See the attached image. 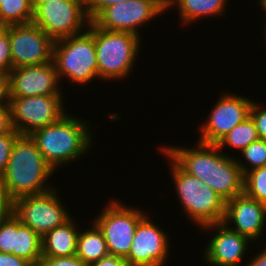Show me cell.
<instances>
[{
	"mask_svg": "<svg viewBox=\"0 0 266 266\" xmlns=\"http://www.w3.org/2000/svg\"><path fill=\"white\" fill-rule=\"evenodd\" d=\"M54 172L30 135H20L13 145L6 170L0 177V189L13 202L24 196L42 194L53 189L46 182Z\"/></svg>",
	"mask_w": 266,
	"mask_h": 266,
	"instance_id": "cell-2",
	"label": "cell"
},
{
	"mask_svg": "<svg viewBox=\"0 0 266 266\" xmlns=\"http://www.w3.org/2000/svg\"><path fill=\"white\" fill-rule=\"evenodd\" d=\"M10 106V89L9 77L0 74V108H9Z\"/></svg>",
	"mask_w": 266,
	"mask_h": 266,
	"instance_id": "cell-33",
	"label": "cell"
},
{
	"mask_svg": "<svg viewBox=\"0 0 266 266\" xmlns=\"http://www.w3.org/2000/svg\"><path fill=\"white\" fill-rule=\"evenodd\" d=\"M259 5H261L260 7L265 10V13H266V0H259L258 2ZM266 29V21H265V28Z\"/></svg>",
	"mask_w": 266,
	"mask_h": 266,
	"instance_id": "cell-38",
	"label": "cell"
},
{
	"mask_svg": "<svg viewBox=\"0 0 266 266\" xmlns=\"http://www.w3.org/2000/svg\"><path fill=\"white\" fill-rule=\"evenodd\" d=\"M34 9L31 0H4L0 6V25L27 24L33 21Z\"/></svg>",
	"mask_w": 266,
	"mask_h": 266,
	"instance_id": "cell-23",
	"label": "cell"
},
{
	"mask_svg": "<svg viewBox=\"0 0 266 266\" xmlns=\"http://www.w3.org/2000/svg\"><path fill=\"white\" fill-rule=\"evenodd\" d=\"M128 0H85L88 18L92 21L103 9Z\"/></svg>",
	"mask_w": 266,
	"mask_h": 266,
	"instance_id": "cell-31",
	"label": "cell"
},
{
	"mask_svg": "<svg viewBox=\"0 0 266 266\" xmlns=\"http://www.w3.org/2000/svg\"><path fill=\"white\" fill-rule=\"evenodd\" d=\"M253 100L248 97L223 93L213 106L206 123L200 127L198 142L204 144H217L236 125L249 117Z\"/></svg>",
	"mask_w": 266,
	"mask_h": 266,
	"instance_id": "cell-13",
	"label": "cell"
},
{
	"mask_svg": "<svg viewBox=\"0 0 266 266\" xmlns=\"http://www.w3.org/2000/svg\"><path fill=\"white\" fill-rule=\"evenodd\" d=\"M92 227L79 231L76 255L85 263L92 264L110 255L101 230L93 222Z\"/></svg>",
	"mask_w": 266,
	"mask_h": 266,
	"instance_id": "cell-21",
	"label": "cell"
},
{
	"mask_svg": "<svg viewBox=\"0 0 266 266\" xmlns=\"http://www.w3.org/2000/svg\"><path fill=\"white\" fill-rule=\"evenodd\" d=\"M2 3H4V0H0V6H1Z\"/></svg>",
	"mask_w": 266,
	"mask_h": 266,
	"instance_id": "cell-40",
	"label": "cell"
},
{
	"mask_svg": "<svg viewBox=\"0 0 266 266\" xmlns=\"http://www.w3.org/2000/svg\"><path fill=\"white\" fill-rule=\"evenodd\" d=\"M126 260L124 258L108 255L97 262L90 264L89 266H124Z\"/></svg>",
	"mask_w": 266,
	"mask_h": 266,
	"instance_id": "cell-36",
	"label": "cell"
},
{
	"mask_svg": "<svg viewBox=\"0 0 266 266\" xmlns=\"http://www.w3.org/2000/svg\"><path fill=\"white\" fill-rule=\"evenodd\" d=\"M8 77L10 98L63 95L53 61L11 69Z\"/></svg>",
	"mask_w": 266,
	"mask_h": 266,
	"instance_id": "cell-15",
	"label": "cell"
},
{
	"mask_svg": "<svg viewBox=\"0 0 266 266\" xmlns=\"http://www.w3.org/2000/svg\"><path fill=\"white\" fill-rule=\"evenodd\" d=\"M8 32L12 69L53 61L54 40L33 22L9 25Z\"/></svg>",
	"mask_w": 266,
	"mask_h": 266,
	"instance_id": "cell-12",
	"label": "cell"
},
{
	"mask_svg": "<svg viewBox=\"0 0 266 266\" xmlns=\"http://www.w3.org/2000/svg\"><path fill=\"white\" fill-rule=\"evenodd\" d=\"M56 188L48 192L24 196L13 202V214L40 237L71 218L60 201Z\"/></svg>",
	"mask_w": 266,
	"mask_h": 266,
	"instance_id": "cell-9",
	"label": "cell"
},
{
	"mask_svg": "<svg viewBox=\"0 0 266 266\" xmlns=\"http://www.w3.org/2000/svg\"><path fill=\"white\" fill-rule=\"evenodd\" d=\"M140 40L132 33L107 31L94 25L98 78L115 81L129 76L140 52Z\"/></svg>",
	"mask_w": 266,
	"mask_h": 266,
	"instance_id": "cell-6",
	"label": "cell"
},
{
	"mask_svg": "<svg viewBox=\"0 0 266 266\" xmlns=\"http://www.w3.org/2000/svg\"><path fill=\"white\" fill-rule=\"evenodd\" d=\"M13 130L10 108H0V135Z\"/></svg>",
	"mask_w": 266,
	"mask_h": 266,
	"instance_id": "cell-35",
	"label": "cell"
},
{
	"mask_svg": "<svg viewBox=\"0 0 266 266\" xmlns=\"http://www.w3.org/2000/svg\"><path fill=\"white\" fill-rule=\"evenodd\" d=\"M66 114L60 121L34 130L30 137L53 168L79 160L92 148V130L86 120ZM70 162V163H69Z\"/></svg>",
	"mask_w": 266,
	"mask_h": 266,
	"instance_id": "cell-3",
	"label": "cell"
},
{
	"mask_svg": "<svg viewBox=\"0 0 266 266\" xmlns=\"http://www.w3.org/2000/svg\"><path fill=\"white\" fill-rule=\"evenodd\" d=\"M0 266H34L24 258L17 257L10 253L0 252Z\"/></svg>",
	"mask_w": 266,
	"mask_h": 266,
	"instance_id": "cell-34",
	"label": "cell"
},
{
	"mask_svg": "<svg viewBox=\"0 0 266 266\" xmlns=\"http://www.w3.org/2000/svg\"><path fill=\"white\" fill-rule=\"evenodd\" d=\"M32 6V22L54 41L82 33L91 22L86 12L85 0H54Z\"/></svg>",
	"mask_w": 266,
	"mask_h": 266,
	"instance_id": "cell-8",
	"label": "cell"
},
{
	"mask_svg": "<svg viewBox=\"0 0 266 266\" xmlns=\"http://www.w3.org/2000/svg\"><path fill=\"white\" fill-rule=\"evenodd\" d=\"M222 223L256 243L265 231L266 205L245 193L238 195L226 201Z\"/></svg>",
	"mask_w": 266,
	"mask_h": 266,
	"instance_id": "cell-17",
	"label": "cell"
},
{
	"mask_svg": "<svg viewBox=\"0 0 266 266\" xmlns=\"http://www.w3.org/2000/svg\"><path fill=\"white\" fill-rule=\"evenodd\" d=\"M227 4L228 0H166L167 11L177 6L183 25L208 16H222Z\"/></svg>",
	"mask_w": 266,
	"mask_h": 266,
	"instance_id": "cell-19",
	"label": "cell"
},
{
	"mask_svg": "<svg viewBox=\"0 0 266 266\" xmlns=\"http://www.w3.org/2000/svg\"><path fill=\"white\" fill-rule=\"evenodd\" d=\"M13 255L36 266L42 258L41 237L14 215Z\"/></svg>",
	"mask_w": 266,
	"mask_h": 266,
	"instance_id": "cell-20",
	"label": "cell"
},
{
	"mask_svg": "<svg viewBox=\"0 0 266 266\" xmlns=\"http://www.w3.org/2000/svg\"><path fill=\"white\" fill-rule=\"evenodd\" d=\"M14 214L0 226V252L13 254Z\"/></svg>",
	"mask_w": 266,
	"mask_h": 266,
	"instance_id": "cell-28",
	"label": "cell"
},
{
	"mask_svg": "<svg viewBox=\"0 0 266 266\" xmlns=\"http://www.w3.org/2000/svg\"><path fill=\"white\" fill-rule=\"evenodd\" d=\"M62 95L10 98L13 129L21 135L60 121L66 112Z\"/></svg>",
	"mask_w": 266,
	"mask_h": 266,
	"instance_id": "cell-11",
	"label": "cell"
},
{
	"mask_svg": "<svg viewBox=\"0 0 266 266\" xmlns=\"http://www.w3.org/2000/svg\"><path fill=\"white\" fill-rule=\"evenodd\" d=\"M145 215L139 222L125 259L132 266H165L170 251L166 231ZM165 231V232H164Z\"/></svg>",
	"mask_w": 266,
	"mask_h": 266,
	"instance_id": "cell-14",
	"label": "cell"
},
{
	"mask_svg": "<svg viewBox=\"0 0 266 266\" xmlns=\"http://www.w3.org/2000/svg\"><path fill=\"white\" fill-rule=\"evenodd\" d=\"M241 154L246 161L242 163L239 159L237 160V158L236 161L243 175L255 168L266 166V141L259 139L252 142L241 151Z\"/></svg>",
	"mask_w": 266,
	"mask_h": 266,
	"instance_id": "cell-25",
	"label": "cell"
},
{
	"mask_svg": "<svg viewBox=\"0 0 266 266\" xmlns=\"http://www.w3.org/2000/svg\"><path fill=\"white\" fill-rule=\"evenodd\" d=\"M259 135L251 117H247L243 122L236 125L226 134L216 145L223 151L226 147L244 150L252 142L259 140ZM223 148V149H222Z\"/></svg>",
	"mask_w": 266,
	"mask_h": 266,
	"instance_id": "cell-22",
	"label": "cell"
},
{
	"mask_svg": "<svg viewBox=\"0 0 266 266\" xmlns=\"http://www.w3.org/2000/svg\"><path fill=\"white\" fill-rule=\"evenodd\" d=\"M244 193L266 205V166L255 168L244 175Z\"/></svg>",
	"mask_w": 266,
	"mask_h": 266,
	"instance_id": "cell-24",
	"label": "cell"
},
{
	"mask_svg": "<svg viewBox=\"0 0 266 266\" xmlns=\"http://www.w3.org/2000/svg\"><path fill=\"white\" fill-rule=\"evenodd\" d=\"M20 135L15 129L9 133L0 135V177L6 170L13 145Z\"/></svg>",
	"mask_w": 266,
	"mask_h": 266,
	"instance_id": "cell-26",
	"label": "cell"
},
{
	"mask_svg": "<svg viewBox=\"0 0 266 266\" xmlns=\"http://www.w3.org/2000/svg\"><path fill=\"white\" fill-rule=\"evenodd\" d=\"M143 212L138 207H128L111 198L95 217L93 222L101 230L110 255L128 257L138 222L146 215Z\"/></svg>",
	"mask_w": 266,
	"mask_h": 266,
	"instance_id": "cell-7",
	"label": "cell"
},
{
	"mask_svg": "<svg viewBox=\"0 0 266 266\" xmlns=\"http://www.w3.org/2000/svg\"><path fill=\"white\" fill-rule=\"evenodd\" d=\"M244 266H266V248L264 247L252 260Z\"/></svg>",
	"mask_w": 266,
	"mask_h": 266,
	"instance_id": "cell-37",
	"label": "cell"
},
{
	"mask_svg": "<svg viewBox=\"0 0 266 266\" xmlns=\"http://www.w3.org/2000/svg\"><path fill=\"white\" fill-rule=\"evenodd\" d=\"M11 214H13V201L0 189V226Z\"/></svg>",
	"mask_w": 266,
	"mask_h": 266,
	"instance_id": "cell-32",
	"label": "cell"
},
{
	"mask_svg": "<svg viewBox=\"0 0 266 266\" xmlns=\"http://www.w3.org/2000/svg\"><path fill=\"white\" fill-rule=\"evenodd\" d=\"M36 266H89L77 255L62 257H42Z\"/></svg>",
	"mask_w": 266,
	"mask_h": 266,
	"instance_id": "cell-30",
	"label": "cell"
},
{
	"mask_svg": "<svg viewBox=\"0 0 266 266\" xmlns=\"http://www.w3.org/2000/svg\"><path fill=\"white\" fill-rule=\"evenodd\" d=\"M166 10V0H128L108 6L91 22L103 30L128 32L141 37L139 27Z\"/></svg>",
	"mask_w": 266,
	"mask_h": 266,
	"instance_id": "cell-10",
	"label": "cell"
},
{
	"mask_svg": "<svg viewBox=\"0 0 266 266\" xmlns=\"http://www.w3.org/2000/svg\"><path fill=\"white\" fill-rule=\"evenodd\" d=\"M12 69V59L8 32L0 25V74L7 75Z\"/></svg>",
	"mask_w": 266,
	"mask_h": 266,
	"instance_id": "cell-27",
	"label": "cell"
},
{
	"mask_svg": "<svg viewBox=\"0 0 266 266\" xmlns=\"http://www.w3.org/2000/svg\"><path fill=\"white\" fill-rule=\"evenodd\" d=\"M53 62L61 81L84 85L98 79V66L94 43V24L80 34L72 35L54 42Z\"/></svg>",
	"mask_w": 266,
	"mask_h": 266,
	"instance_id": "cell-5",
	"label": "cell"
},
{
	"mask_svg": "<svg viewBox=\"0 0 266 266\" xmlns=\"http://www.w3.org/2000/svg\"><path fill=\"white\" fill-rule=\"evenodd\" d=\"M71 217L64 224L55 227L41 237L42 257L74 256L80 224Z\"/></svg>",
	"mask_w": 266,
	"mask_h": 266,
	"instance_id": "cell-18",
	"label": "cell"
},
{
	"mask_svg": "<svg viewBox=\"0 0 266 266\" xmlns=\"http://www.w3.org/2000/svg\"><path fill=\"white\" fill-rule=\"evenodd\" d=\"M255 102L256 100L251 104L249 116L255 124L259 138L266 141V107Z\"/></svg>",
	"mask_w": 266,
	"mask_h": 266,
	"instance_id": "cell-29",
	"label": "cell"
},
{
	"mask_svg": "<svg viewBox=\"0 0 266 266\" xmlns=\"http://www.w3.org/2000/svg\"><path fill=\"white\" fill-rule=\"evenodd\" d=\"M200 229L216 231L203 252L211 266H240L248 250L249 238L229 229L224 223L209 224Z\"/></svg>",
	"mask_w": 266,
	"mask_h": 266,
	"instance_id": "cell-16",
	"label": "cell"
},
{
	"mask_svg": "<svg viewBox=\"0 0 266 266\" xmlns=\"http://www.w3.org/2000/svg\"><path fill=\"white\" fill-rule=\"evenodd\" d=\"M54 0H31L32 4H46L47 2Z\"/></svg>",
	"mask_w": 266,
	"mask_h": 266,
	"instance_id": "cell-39",
	"label": "cell"
},
{
	"mask_svg": "<svg viewBox=\"0 0 266 266\" xmlns=\"http://www.w3.org/2000/svg\"><path fill=\"white\" fill-rule=\"evenodd\" d=\"M160 151L169 157L175 192L187 219L199 228L221 223L225 215V199L203 181L185 172L162 148Z\"/></svg>",
	"mask_w": 266,
	"mask_h": 266,
	"instance_id": "cell-4",
	"label": "cell"
},
{
	"mask_svg": "<svg viewBox=\"0 0 266 266\" xmlns=\"http://www.w3.org/2000/svg\"><path fill=\"white\" fill-rule=\"evenodd\" d=\"M170 146V147H169ZM161 148L187 173L203 181L225 201L244 193V175L236 158L222 153L215 144Z\"/></svg>",
	"mask_w": 266,
	"mask_h": 266,
	"instance_id": "cell-1",
	"label": "cell"
}]
</instances>
